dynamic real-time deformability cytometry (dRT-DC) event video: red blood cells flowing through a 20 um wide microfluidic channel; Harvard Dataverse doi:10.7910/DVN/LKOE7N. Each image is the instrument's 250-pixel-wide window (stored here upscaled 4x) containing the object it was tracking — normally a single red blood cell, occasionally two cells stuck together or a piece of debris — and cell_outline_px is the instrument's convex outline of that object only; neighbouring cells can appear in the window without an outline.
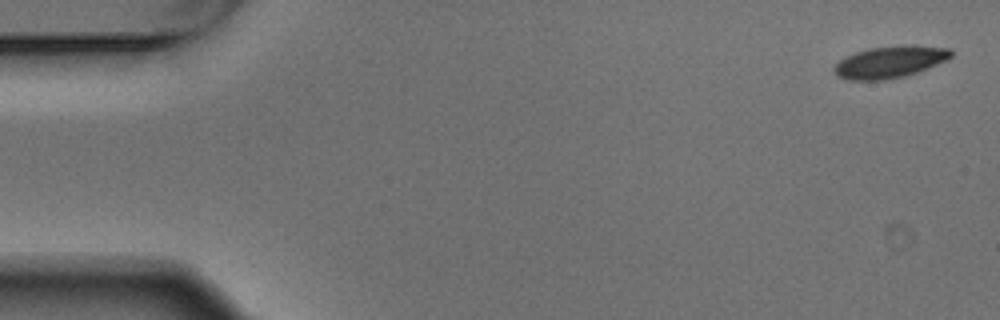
{"species": "Egyptian fruit bat (a non-hibernating species)", "species_latin": "Rousettus aegyptiacus", "temperature_condition": "warm", "stored_images_in_passage": 5, "camera_frame_rate_fps": 3000, "um_per_image_px": 0.085, "animal": {"sex": "male"}, "frame": {"image": 1, "passage_image": 1, "time_ms": 0.0, "image_size_px": [1000, 320], "cell_outline_px": [[952, 56], [936, 64], [916, 72], [904, 76], [884, 80], [848, 80], [836, 76], [832, 68], [840, 60], [856, 52], [868, 48], [904, 44], [916, 44], [952, 48]], "centroid_in_image_um": [75.64, 5.24], "position_along_channel_um": 9.4, "area_um2": 21.85}}
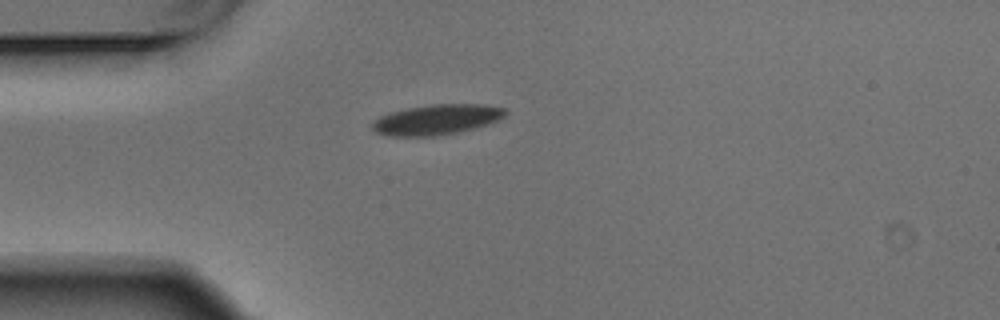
{"frame": {"image": 2, "passage_image": 4, "time_ms": 1.0, "image_size_px": [1000, 320], "cell_outline_px": [[508, 112], [504, 116], [488, 124], [456, 132], [432, 136], [392, 136], [376, 132], [372, 128], [372, 124], [380, 116], [388, 112], [408, 108], [432, 104], [484, 104], [508, 108]], "centroid_in_image_um": [37.14, 10.15], "position_along_channel_um": 47.9, "area_um2": 23.29}}